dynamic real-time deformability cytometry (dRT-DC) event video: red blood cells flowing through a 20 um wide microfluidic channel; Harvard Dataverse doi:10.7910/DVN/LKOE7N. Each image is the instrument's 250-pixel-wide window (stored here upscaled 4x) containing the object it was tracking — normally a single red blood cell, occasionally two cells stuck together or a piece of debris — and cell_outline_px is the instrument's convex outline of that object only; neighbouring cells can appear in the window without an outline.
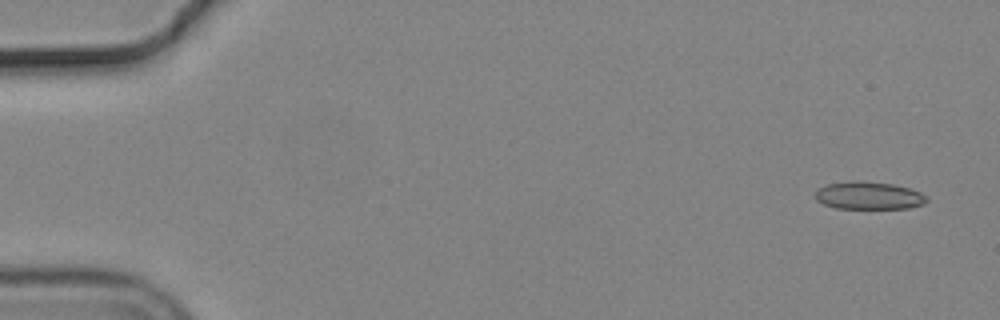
{"species": "common noctule bat (a hibernating species)", "species_latin": "Nyctalus noctula", "temperature_condition": "cold", "stored_images_in_passage": 12, "camera_frame_rate_fps": 3000, "um_per_image_px": 0.085, "animal": {"sex": "male", "body_mass_g": 19.2, "forearm_length_mm": 51.8}, "frame": {"image": 1, "passage_image": 1, "time_ms": 0.0, "image_size_px": [1000, 320], "cell_outline_px": [[928, 200], [924, 204], [908, 208], [836, 208], [824, 204], [816, 200], [816, 188], [828, 184], [852, 180], [860, 180], [892, 184], [908, 188], [920, 192], [928, 196]], "centroid_in_image_um": [73.84, 16.61], "position_along_channel_um": 11.2, "area_um2": 18.03}}